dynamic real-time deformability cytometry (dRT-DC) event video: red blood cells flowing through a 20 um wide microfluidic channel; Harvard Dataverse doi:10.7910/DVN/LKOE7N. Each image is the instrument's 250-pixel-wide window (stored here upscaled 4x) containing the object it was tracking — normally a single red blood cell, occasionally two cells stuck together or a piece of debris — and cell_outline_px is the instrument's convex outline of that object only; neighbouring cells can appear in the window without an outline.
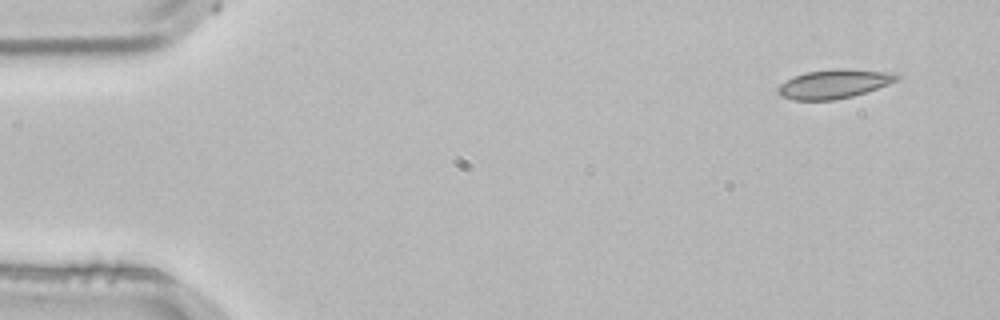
{"species": "common noctule bat (a hibernating species)", "species_latin": "Nyctalus noctula", "temperature_condition": "room temperature", "stored_images_in_passage": 3, "camera_frame_rate_fps": 3000, "um_per_image_px": 0.085, "animal": {"sex": "male", "body_mass_g": 21.5, "forearm_length_mm": 52.0}, "frame": {"image": 1, "passage_image": 1, "time_ms": 0.0, "image_size_px": [1000, 320], "cell_outline_px": [[900, 76], [896, 80], [888, 84], [852, 96], [836, 100], [792, 100], [780, 96], [776, 92], [780, 84], [804, 72], [836, 68], [840, 68], [900, 72]], "centroid_in_image_um": [70.91, 7.12], "position_along_channel_um": 14.1, "area_um2": 20.17}}
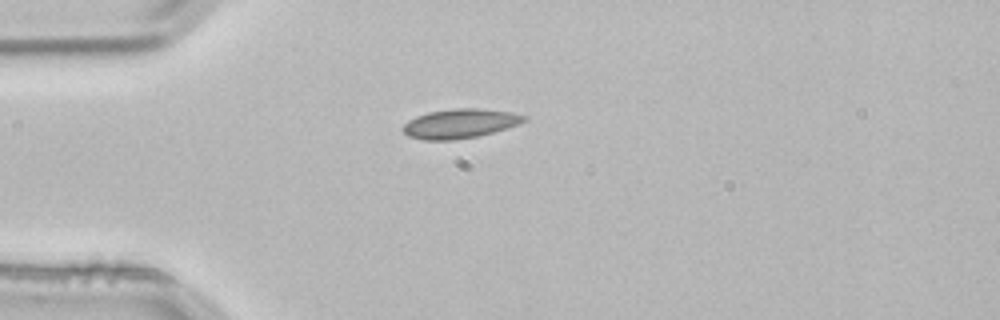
{"frame": {"image": 2, "passage_image": 3, "time_ms": 0.667, "image_size_px": [1000, 320], "cell_outline_px": [[528, 120], [492, 132], [476, 136], [452, 140], [424, 140], [408, 136], [400, 128], [408, 120], [416, 116], [428, 112], [452, 108], [476, 108], [512, 112], [528, 116]], "centroid_in_image_um": [39.06, 10.49], "position_along_channel_um": 45.9, "area_um2": 20.63}}